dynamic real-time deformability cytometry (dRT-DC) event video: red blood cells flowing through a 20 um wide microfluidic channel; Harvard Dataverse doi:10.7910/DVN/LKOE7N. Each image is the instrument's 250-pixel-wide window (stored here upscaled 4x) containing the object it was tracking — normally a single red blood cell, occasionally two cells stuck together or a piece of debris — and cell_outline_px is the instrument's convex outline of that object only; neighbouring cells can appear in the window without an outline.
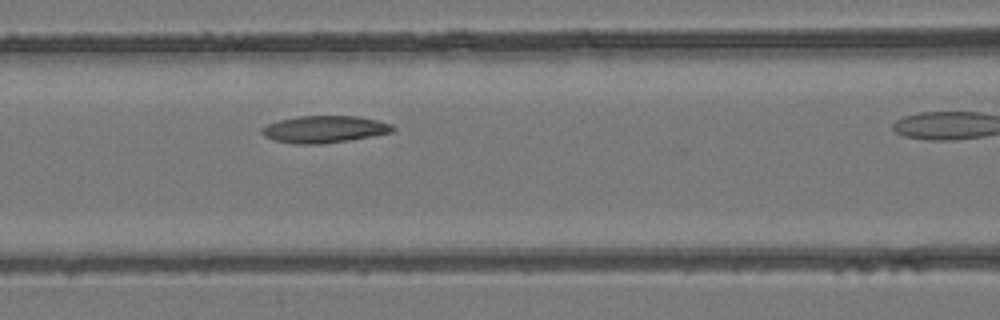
{"species": "common noctule bat (a hibernating species)", "species_latin": "Nyctalus noctula", "temperature_condition": "room temperature", "stored_images_in_passage": 19, "camera_frame_rate_fps": 3000, "um_per_image_px": 0.085, "animal": {"sex": "female", "body_mass_g": 24.6, "forearm_length_mm": 56.2}, "frame": {"image": 1, "passage_image": 9, "time_ms": 2.667, "image_size_px": [1000, 320], "cell_outline_px": [[396, 128], [392, 132], [372, 136], [348, 140], [320, 144], [292, 144], [272, 140], [264, 136], [260, 132], [260, 128], [268, 124], [280, 120], [296, 116], [360, 116], [392, 124]], "centroid_in_image_um": [27.54, 10.99], "position_along_channel_um": 139.1, "area_um2": 20.75}}
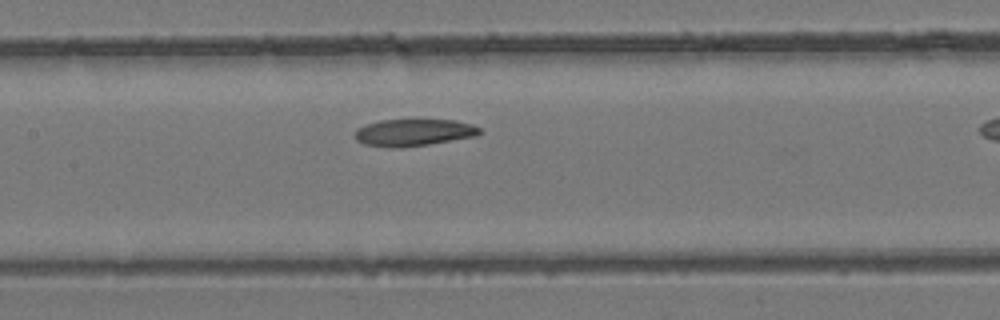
{"frame": {"image": 2, "passage_image": 11, "time_ms": 3.333, "image_size_px": [1000, 320], "cell_outline_px": [[484, 132], [476, 136], [428, 144], [400, 148], [384, 148], [364, 144], [356, 140], [352, 132], [356, 128], [380, 120], [456, 120], [472, 124], [480, 128]], "centroid_in_image_um": [35.13, 11.27], "position_along_channel_um": 172.3, "area_um2": 19.88}}
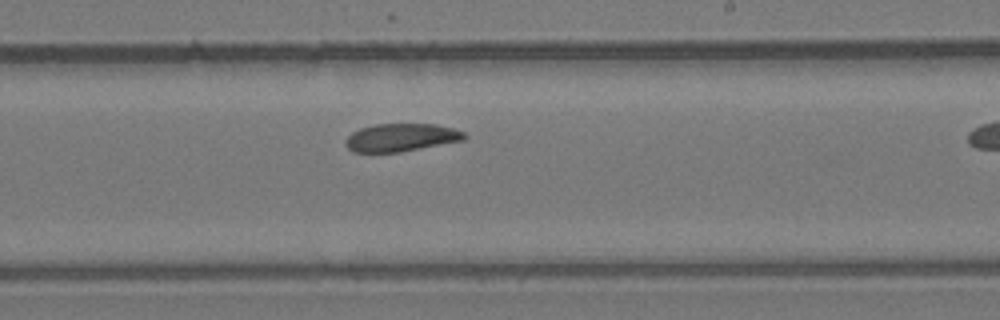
{"frame": {"image": 3, "passage_image": 16, "time_ms": 5.0, "image_size_px": [1000, 320], "cell_outline_px": [[468, 136], [464, 140], [400, 152], [352, 152], [344, 144], [344, 140], [352, 132], [360, 128], [376, 124], [436, 124], [452, 128], [464, 132]], "centroid_in_image_um": [34.08, 11.69], "position_along_channel_um": 254.9, "area_um2": 19.36}}